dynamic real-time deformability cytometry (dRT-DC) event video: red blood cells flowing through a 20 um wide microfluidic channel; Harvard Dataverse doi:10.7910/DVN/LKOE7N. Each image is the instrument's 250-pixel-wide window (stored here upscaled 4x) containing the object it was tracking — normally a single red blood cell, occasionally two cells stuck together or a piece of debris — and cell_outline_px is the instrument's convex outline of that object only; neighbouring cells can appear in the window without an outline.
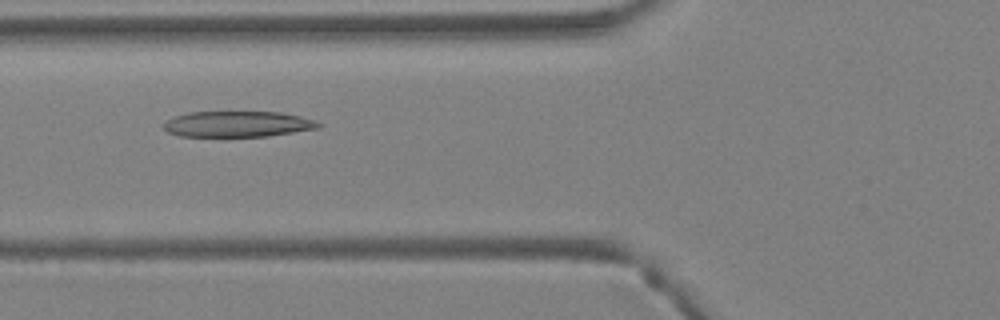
{"species": "Egyptian fruit bat (a non-hibernating species)", "species_latin": "Rousettus aegyptiacus", "temperature_condition": "warm", "stored_images_in_passage": 39, "camera_frame_rate_fps": 3000, "um_per_image_px": 0.085, "animal": {"sex": "female"}, "frame": {"image": 1, "passage_image": 15, "time_ms": 4.667, "image_size_px": [1000, 320], "cell_outline_px": [[320, 128], [268, 136], [180, 136], [168, 132], [164, 128], [164, 124], [168, 120], [176, 116], [188, 112], [280, 112], [300, 116], [316, 120], [320, 124]], "centroid_in_image_um": [20.23, 10.54], "position_along_channel_um": 105.6, "area_um2": 23.12}}
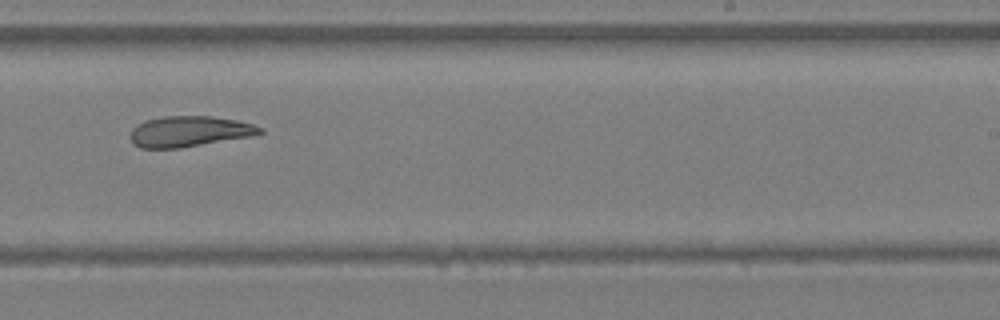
{"frame": {"image": 2, "passage_image": 25, "time_ms": 8.0, "image_size_px": [1000, 320], "cell_outline_px": [[264, 132], [252, 136], [180, 148], [140, 148], [132, 144], [128, 136], [132, 128], [144, 120], [164, 116], [212, 116], [236, 120], [252, 124], [264, 128]], "centroid_in_image_um": [16.05, 11.17], "position_along_channel_um": 272.9, "area_um2": 23.41}}
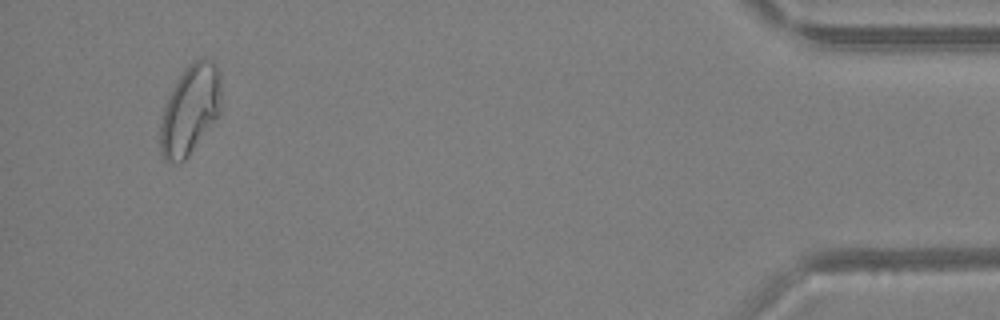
{"frame": {"image": 3, "passage_image": 38, "time_ms": 12.333, "image_size_px": [1000, 320], "cell_outline_px": [[220, 116], [188, 156], [184, 160], [168, 164], [164, 160], [160, 152], [160, 116], [168, 96], [172, 88], [184, 68], [188, 64], [204, 56], [212, 60], [216, 64], [220, 72]], "centroid_in_image_um": [16.15, 9.33], "position_along_channel_um": 419.0, "area_um2": 32.43}}